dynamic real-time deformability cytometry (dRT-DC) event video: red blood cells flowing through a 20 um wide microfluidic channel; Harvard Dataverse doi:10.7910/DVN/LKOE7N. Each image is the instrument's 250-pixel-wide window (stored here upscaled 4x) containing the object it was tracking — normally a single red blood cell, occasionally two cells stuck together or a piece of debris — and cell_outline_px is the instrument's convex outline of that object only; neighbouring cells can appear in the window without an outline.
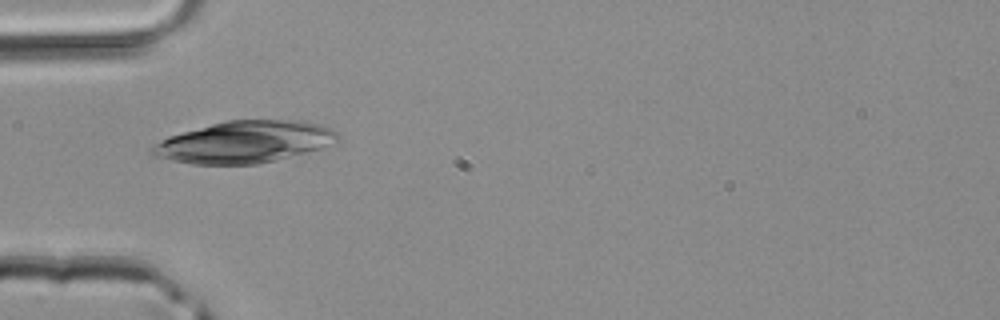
{"species": "common noctule bat (a hibernating species)", "species_latin": "Nyctalus noctula", "temperature_condition": "room temperature", "stored_images_in_passage": 4, "camera_frame_rate_fps": 3000, "um_per_image_px": 0.085, "animal": {"sex": "male", "body_mass_g": 20.4}, "frame": {"image": 1, "passage_image": 4, "time_ms": 1.0, "image_size_px": [1000, 320], "cell_outline_px": [[340, 136], [320, 148], [276, 160], [256, 164], [192, 164], [152, 156], [148, 152], [148, 148], [160, 140], [184, 132], [224, 120], [300, 120], [320, 124], [332, 128]], "centroid_in_image_um": [20.73, 12.07], "position_along_channel_um": 64.3, "area_um2": 44.85}}